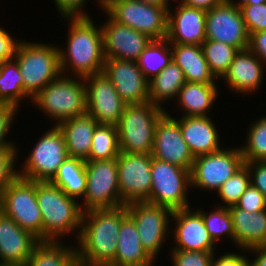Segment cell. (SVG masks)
Here are the masks:
<instances>
[{"instance_id":"1","label":"cell","mask_w":266,"mask_h":266,"mask_svg":"<svg viewBox=\"0 0 266 266\" xmlns=\"http://www.w3.org/2000/svg\"><path fill=\"white\" fill-rule=\"evenodd\" d=\"M126 205L83 212L77 240L79 266H109L115 258L121 222Z\"/></svg>"},{"instance_id":"2","label":"cell","mask_w":266,"mask_h":266,"mask_svg":"<svg viewBox=\"0 0 266 266\" xmlns=\"http://www.w3.org/2000/svg\"><path fill=\"white\" fill-rule=\"evenodd\" d=\"M90 17H63L71 21L66 43L67 50L58 48L60 71L63 75L72 71L73 76L87 77L103 71L106 59L103 33L101 26L95 25L93 18Z\"/></svg>"},{"instance_id":"3","label":"cell","mask_w":266,"mask_h":266,"mask_svg":"<svg viewBox=\"0 0 266 266\" xmlns=\"http://www.w3.org/2000/svg\"><path fill=\"white\" fill-rule=\"evenodd\" d=\"M36 197L43 220V240L58 241L75 230L78 240L83 217L80 202L49 181L36 182Z\"/></svg>"},{"instance_id":"4","label":"cell","mask_w":266,"mask_h":266,"mask_svg":"<svg viewBox=\"0 0 266 266\" xmlns=\"http://www.w3.org/2000/svg\"><path fill=\"white\" fill-rule=\"evenodd\" d=\"M68 76V77H67ZM60 74L32 98L41 112H44L57 126L68 118L87 113L85 77H69Z\"/></svg>"},{"instance_id":"5","label":"cell","mask_w":266,"mask_h":266,"mask_svg":"<svg viewBox=\"0 0 266 266\" xmlns=\"http://www.w3.org/2000/svg\"><path fill=\"white\" fill-rule=\"evenodd\" d=\"M59 45L20 40L13 59L19 66L24 91L33 98L60 74Z\"/></svg>"},{"instance_id":"6","label":"cell","mask_w":266,"mask_h":266,"mask_svg":"<svg viewBox=\"0 0 266 266\" xmlns=\"http://www.w3.org/2000/svg\"><path fill=\"white\" fill-rule=\"evenodd\" d=\"M165 110L150 101L126 105L117 125L120 152L152 154L155 126Z\"/></svg>"},{"instance_id":"7","label":"cell","mask_w":266,"mask_h":266,"mask_svg":"<svg viewBox=\"0 0 266 266\" xmlns=\"http://www.w3.org/2000/svg\"><path fill=\"white\" fill-rule=\"evenodd\" d=\"M102 11L153 40L167 38L168 9L164 6L149 5L139 0H109Z\"/></svg>"},{"instance_id":"8","label":"cell","mask_w":266,"mask_h":266,"mask_svg":"<svg viewBox=\"0 0 266 266\" xmlns=\"http://www.w3.org/2000/svg\"><path fill=\"white\" fill-rule=\"evenodd\" d=\"M0 211L22 229L43 240V220L36 197V181L17 177L0 195Z\"/></svg>"},{"instance_id":"9","label":"cell","mask_w":266,"mask_h":266,"mask_svg":"<svg viewBox=\"0 0 266 266\" xmlns=\"http://www.w3.org/2000/svg\"><path fill=\"white\" fill-rule=\"evenodd\" d=\"M151 180L147 202L168 207L172 211L190 207L187 198L191 186L189 170L152 157Z\"/></svg>"},{"instance_id":"10","label":"cell","mask_w":266,"mask_h":266,"mask_svg":"<svg viewBox=\"0 0 266 266\" xmlns=\"http://www.w3.org/2000/svg\"><path fill=\"white\" fill-rule=\"evenodd\" d=\"M34 145L18 175L36 182H50L68 158L64 136L58 126H52Z\"/></svg>"},{"instance_id":"11","label":"cell","mask_w":266,"mask_h":266,"mask_svg":"<svg viewBox=\"0 0 266 266\" xmlns=\"http://www.w3.org/2000/svg\"><path fill=\"white\" fill-rule=\"evenodd\" d=\"M87 176L82 211L123 206L119 193L117 158L85 161Z\"/></svg>"},{"instance_id":"12","label":"cell","mask_w":266,"mask_h":266,"mask_svg":"<svg viewBox=\"0 0 266 266\" xmlns=\"http://www.w3.org/2000/svg\"><path fill=\"white\" fill-rule=\"evenodd\" d=\"M244 163L240 147L226 149L223 147L217 152L198 156L194 159L190 171V187L217 192Z\"/></svg>"},{"instance_id":"13","label":"cell","mask_w":266,"mask_h":266,"mask_svg":"<svg viewBox=\"0 0 266 266\" xmlns=\"http://www.w3.org/2000/svg\"><path fill=\"white\" fill-rule=\"evenodd\" d=\"M127 214L133 219L139 239L147 253L156 259L164 245L166 236L172 229V210L149 202H134L126 205ZM170 225V226H169Z\"/></svg>"},{"instance_id":"14","label":"cell","mask_w":266,"mask_h":266,"mask_svg":"<svg viewBox=\"0 0 266 266\" xmlns=\"http://www.w3.org/2000/svg\"><path fill=\"white\" fill-rule=\"evenodd\" d=\"M151 163L152 154L120 152L118 155L119 193L124 205L149 200Z\"/></svg>"},{"instance_id":"15","label":"cell","mask_w":266,"mask_h":266,"mask_svg":"<svg viewBox=\"0 0 266 266\" xmlns=\"http://www.w3.org/2000/svg\"><path fill=\"white\" fill-rule=\"evenodd\" d=\"M87 113L98 124L117 126L127 105L103 73L85 77Z\"/></svg>"},{"instance_id":"16","label":"cell","mask_w":266,"mask_h":266,"mask_svg":"<svg viewBox=\"0 0 266 266\" xmlns=\"http://www.w3.org/2000/svg\"><path fill=\"white\" fill-rule=\"evenodd\" d=\"M206 39L223 42L239 50L249 46V33L241 10L226 0L206 12Z\"/></svg>"},{"instance_id":"17","label":"cell","mask_w":266,"mask_h":266,"mask_svg":"<svg viewBox=\"0 0 266 266\" xmlns=\"http://www.w3.org/2000/svg\"><path fill=\"white\" fill-rule=\"evenodd\" d=\"M152 157L192 169L195 158L183 139L179 122L170 113L165 112L155 126Z\"/></svg>"},{"instance_id":"18","label":"cell","mask_w":266,"mask_h":266,"mask_svg":"<svg viewBox=\"0 0 266 266\" xmlns=\"http://www.w3.org/2000/svg\"><path fill=\"white\" fill-rule=\"evenodd\" d=\"M102 72L127 105L149 102L148 80L137 62L106 58Z\"/></svg>"},{"instance_id":"19","label":"cell","mask_w":266,"mask_h":266,"mask_svg":"<svg viewBox=\"0 0 266 266\" xmlns=\"http://www.w3.org/2000/svg\"><path fill=\"white\" fill-rule=\"evenodd\" d=\"M103 24L101 29L105 58L136 62L153 40L148 35L113 20L109 15Z\"/></svg>"},{"instance_id":"20","label":"cell","mask_w":266,"mask_h":266,"mask_svg":"<svg viewBox=\"0 0 266 266\" xmlns=\"http://www.w3.org/2000/svg\"><path fill=\"white\" fill-rule=\"evenodd\" d=\"M190 208L172 212L170 221L176 222L172 235L175 246L172 249L215 252L217 245L208 233L202 215L197 209L193 211Z\"/></svg>"},{"instance_id":"21","label":"cell","mask_w":266,"mask_h":266,"mask_svg":"<svg viewBox=\"0 0 266 266\" xmlns=\"http://www.w3.org/2000/svg\"><path fill=\"white\" fill-rule=\"evenodd\" d=\"M175 8L168 9V42L201 46L206 40V11L184 4Z\"/></svg>"},{"instance_id":"22","label":"cell","mask_w":266,"mask_h":266,"mask_svg":"<svg viewBox=\"0 0 266 266\" xmlns=\"http://www.w3.org/2000/svg\"><path fill=\"white\" fill-rule=\"evenodd\" d=\"M40 240L0 211V264H26Z\"/></svg>"},{"instance_id":"23","label":"cell","mask_w":266,"mask_h":266,"mask_svg":"<svg viewBox=\"0 0 266 266\" xmlns=\"http://www.w3.org/2000/svg\"><path fill=\"white\" fill-rule=\"evenodd\" d=\"M265 68L264 63L249 48L239 50L222 79L235 94L255 93L263 84Z\"/></svg>"},{"instance_id":"24","label":"cell","mask_w":266,"mask_h":266,"mask_svg":"<svg viewBox=\"0 0 266 266\" xmlns=\"http://www.w3.org/2000/svg\"><path fill=\"white\" fill-rule=\"evenodd\" d=\"M208 117H185L176 119L179 122L183 139L187 143L194 158L214 153L223 147L220 142L219 131L216 129L212 118Z\"/></svg>"},{"instance_id":"25","label":"cell","mask_w":266,"mask_h":266,"mask_svg":"<svg viewBox=\"0 0 266 266\" xmlns=\"http://www.w3.org/2000/svg\"><path fill=\"white\" fill-rule=\"evenodd\" d=\"M234 229V244L242 250L266 246V210L248 212L229 207Z\"/></svg>"},{"instance_id":"26","label":"cell","mask_w":266,"mask_h":266,"mask_svg":"<svg viewBox=\"0 0 266 266\" xmlns=\"http://www.w3.org/2000/svg\"><path fill=\"white\" fill-rule=\"evenodd\" d=\"M154 260L143 248L133 219L121 222L114 261L109 266H153Z\"/></svg>"},{"instance_id":"27","label":"cell","mask_w":266,"mask_h":266,"mask_svg":"<svg viewBox=\"0 0 266 266\" xmlns=\"http://www.w3.org/2000/svg\"><path fill=\"white\" fill-rule=\"evenodd\" d=\"M97 125V121L88 113L68 118L57 125L64 136L68 157L88 160Z\"/></svg>"},{"instance_id":"28","label":"cell","mask_w":266,"mask_h":266,"mask_svg":"<svg viewBox=\"0 0 266 266\" xmlns=\"http://www.w3.org/2000/svg\"><path fill=\"white\" fill-rule=\"evenodd\" d=\"M172 60L182 69L186 82L216 83L200 45L170 44Z\"/></svg>"},{"instance_id":"29","label":"cell","mask_w":266,"mask_h":266,"mask_svg":"<svg viewBox=\"0 0 266 266\" xmlns=\"http://www.w3.org/2000/svg\"><path fill=\"white\" fill-rule=\"evenodd\" d=\"M216 83H191L185 82L180 89L176 103L183 109L181 116L185 117H208V112L219 96ZM208 111V112H207ZM185 113V114H184Z\"/></svg>"},{"instance_id":"30","label":"cell","mask_w":266,"mask_h":266,"mask_svg":"<svg viewBox=\"0 0 266 266\" xmlns=\"http://www.w3.org/2000/svg\"><path fill=\"white\" fill-rule=\"evenodd\" d=\"M63 242L40 240L25 266H79L77 248Z\"/></svg>"},{"instance_id":"31","label":"cell","mask_w":266,"mask_h":266,"mask_svg":"<svg viewBox=\"0 0 266 266\" xmlns=\"http://www.w3.org/2000/svg\"><path fill=\"white\" fill-rule=\"evenodd\" d=\"M185 82L184 72L172 60L158 75L148 81L149 101L162 107L164 101L177 98Z\"/></svg>"},{"instance_id":"32","label":"cell","mask_w":266,"mask_h":266,"mask_svg":"<svg viewBox=\"0 0 266 266\" xmlns=\"http://www.w3.org/2000/svg\"><path fill=\"white\" fill-rule=\"evenodd\" d=\"M50 182L58 186L67 196L77 200L83 198L87 182L85 161L68 157L59 166L58 172Z\"/></svg>"},{"instance_id":"33","label":"cell","mask_w":266,"mask_h":266,"mask_svg":"<svg viewBox=\"0 0 266 266\" xmlns=\"http://www.w3.org/2000/svg\"><path fill=\"white\" fill-rule=\"evenodd\" d=\"M27 97L32 100L23 89L17 62L12 59L0 63V102H7L18 109L20 101Z\"/></svg>"},{"instance_id":"34","label":"cell","mask_w":266,"mask_h":266,"mask_svg":"<svg viewBox=\"0 0 266 266\" xmlns=\"http://www.w3.org/2000/svg\"><path fill=\"white\" fill-rule=\"evenodd\" d=\"M172 61V50L167 39L152 40L141 52L137 65L149 81Z\"/></svg>"},{"instance_id":"35","label":"cell","mask_w":266,"mask_h":266,"mask_svg":"<svg viewBox=\"0 0 266 266\" xmlns=\"http://www.w3.org/2000/svg\"><path fill=\"white\" fill-rule=\"evenodd\" d=\"M119 154L117 126L98 124L93 132L92 145L87 161L114 159Z\"/></svg>"},{"instance_id":"36","label":"cell","mask_w":266,"mask_h":266,"mask_svg":"<svg viewBox=\"0 0 266 266\" xmlns=\"http://www.w3.org/2000/svg\"><path fill=\"white\" fill-rule=\"evenodd\" d=\"M211 72L218 79L224 76L239 49L214 40H205L201 45Z\"/></svg>"},{"instance_id":"37","label":"cell","mask_w":266,"mask_h":266,"mask_svg":"<svg viewBox=\"0 0 266 266\" xmlns=\"http://www.w3.org/2000/svg\"><path fill=\"white\" fill-rule=\"evenodd\" d=\"M245 145L239 146L244 162L266 161V116L249 124Z\"/></svg>"},{"instance_id":"38","label":"cell","mask_w":266,"mask_h":266,"mask_svg":"<svg viewBox=\"0 0 266 266\" xmlns=\"http://www.w3.org/2000/svg\"><path fill=\"white\" fill-rule=\"evenodd\" d=\"M202 208L198 212L202 215L206 229L215 243L220 241L221 236H227L234 242L233 220L229 208L219 206L216 210L206 213Z\"/></svg>"},{"instance_id":"39","label":"cell","mask_w":266,"mask_h":266,"mask_svg":"<svg viewBox=\"0 0 266 266\" xmlns=\"http://www.w3.org/2000/svg\"><path fill=\"white\" fill-rule=\"evenodd\" d=\"M251 184L250 173L247 166L244 164L236 173L227 179L218 189V197L221 198L223 207H231L238 203L241 195Z\"/></svg>"},{"instance_id":"40","label":"cell","mask_w":266,"mask_h":266,"mask_svg":"<svg viewBox=\"0 0 266 266\" xmlns=\"http://www.w3.org/2000/svg\"><path fill=\"white\" fill-rule=\"evenodd\" d=\"M17 147L0 148V195L2 190L19 175L15 162L19 153ZM15 166V167H14Z\"/></svg>"},{"instance_id":"41","label":"cell","mask_w":266,"mask_h":266,"mask_svg":"<svg viewBox=\"0 0 266 266\" xmlns=\"http://www.w3.org/2000/svg\"><path fill=\"white\" fill-rule=\"evenodd\" d=\"M171 262L173 266H212L215 252L185 251L171 249Z\"/></svg>"},{"instance_id":"42","label":"cell","mask_w":266,"mask_h":266,"mask_svg":"<svg viewBox=\"0 0 266 266\" xmlns=\"http://www.w3.org/2000/svg\"><path fill=\"white\" fill-rule=\"evenodd\" d=\"M240 10L249 35L254 32L266 31V3L245 5Z\"/></svg>"},{"instance_id":"43","label":"cell","mask_w":266,"mask_h":266,"mask_svg":"<svg viewBox=\"0 0 266 266\" xmlns=\"http://www.w3.org/2000/svg\"><path fill=\"white\" fill-rule=\"evenodd\" d=\"M18 110L19 109L12 104L0 102V148L17 146L12 141L9 142L6 137L9 128L11 129V126H13L14 116L17 114Z\"/></svg>"},{"instance_id":"44","label":"cell","mask_w":266,"mask_h":266,"mask_svg":"<svg viewBox=\"0 0 266 266\" xmlns=\"http://www.w3.org/2000/svg\"><path fill=\"white\" fill-rule=\"evenodd\" d=\"M236 206L247 210L248 212L266 210V197L257 188L250 184L246 191L241 195Z\"/></svg>"},{"instance_id":"45","label":"cell","mask_w":266,"mask_h":266,"mask_svg":"<svg viewBox=\"0 0 266 266\" xmlns=\"http://www.w3.org/2000/svg\"><path fill=\"white\" fill-rule=\"evenodd\" d=\"M250 173L251 185L266 197V161L245 162Z\"/></svg>"},{"instance_id":"46","label":"cell","mask_w":266,"mask_h":266,"mask_svg":"<svg viewBox=\"0 0 266 266\" xmlns=\"http://www.w3.org/2000/svg\"><path fill=\"white\" fill-rule=\"evenodd\" d=\"M86 2L87 0H54L56 10L62 17L89 16L83 10Z\"/></svg>"},{"instance_id":"47","label":"cell","mask_w":266,"mask_h":266,"mask_svg":"<svg viewBox=\"0 0 266 266\" xmlns=\"http://www.w3.org/2000/svg\"><path fill=\"white\" fill-rule=\"evenodd\" d=\"M18 41L4 27H0V63L13 59Z\"/></svg>"},{"instance_id":"48","label":"cell","mask_w":266,"mask_h":266,"mask_svg":"<svg viewBox=\"0 0 266 266\" xmlns=\"http://www.w3.org/2000/svg\"><path fill=\"white\" fill-rule=\"evenodd\" d=\"M248 48L264 63V66H266V31L251 33L249 36Z\"/></svg>"},{"instance_id":"49","label":"cell","mask_w":266,"mask_h":266,"mask_svg":"<svg viewBox=\"0 0 266 266\" xmlns=\"http://www.w3.org/2000/svg\"><path fill=\"white\" fill-rule=\"evenodd\" d=\"M215 253L212 259V266H250V260L246 255L240 253L225 252L224 255L215 259Z\"/></svg>"},{"instance_id":"50","label":"cell","mask_w":266,"mask_h":266,"mask_svg":"<svg viewBox=\"0 0 266 266\" xmlns=\"http://www.w3.org/2000/svg\"><path fill=\"white\" fill-rule=\"evenodd\" d=\"M222 0H181L180 4L198 8L204 11H210L217 6Z\"/></svg>"},{"instance_id":"51","label":"cell","mask_w":266,"mask_h":266,"mask_svg":"<svg viewBox=\"0 0 266 266\" xmlns=\"http://www.w3.org/2000/svg\"><path fill=\"white\" fill-rule=\"evenodd\" d=\"M248 251V252H253V254H257L256 256L254 255V259L250 261V266H266V246L263 247H254L251 249L247 250H241V252Z\"/></svg>"},{"instance_id":"52","label":"cell","mask_w":266,"mask_h":266,"mask_svg":"<svg viewBox=\"0 0 266 266\" xmlns=\"http://www.w3.org/2000/svg\"><path fill=\"white\" fill-rule=\"evenodd\" d=\"M227 2H229L230 4H232L233 6H235L236 8H242L245 5H249V0H239V1H234V0H226Z\"/></svg>"},{"instance_id":"53","label":"cell","mask_w":266,"mask_h":266,"mask_svg":"<svg viewBox=\"0 0 266 266\" xmlns=\"http://www.w3.org/2000/svg\"><path fill=\"white\" fill-rule=\"evenodd\" d=\"M174 1H177L178 5L181 3V0H174ZM171 2H172V0L171 1L170 0H160V6H164L165 8L169 9V8H171V5H170Z\"/></svg>"},{"instance_id":"54","label":"cell","mask_w":266,"mask_h":266,"mask_svg":"<svg viewBox=\"0 0 266 266\" xmlns=\"http://www.w3.org/2000/svg\"><path fill=\"white\" fill-rule=\"evenodd\" d=\"M145 4L160 6V0H139Z\"/></svg>"},{"instance_id":"55","label":"cell","mask_w":266,"mask_h":266,"mask_svg":"<svg viewBox=\"0 0 266 266\" xmlns=\"http://www.w3.org/2000/svg\"><path fill=\"white\" fill-rule=\"evenodd\" d=\"M266 0H249V4L256 5V4H264Z\"/></svg>"},{"instance_id":"56","label":"cell","mask_w":266,"mask_h":266,"mask_svg":"<svg viewBox=\"0 0 266 266\" xmlns=\"http://www.w3.org/2000/svg\"><path fill=\"white\" fill-rule=\"evenodd\" d=\"M109 0H98V5H100V8L103 9V6L108 2Z\"/></svg>"},{"instance_id":"57","label":"cell","mask_w":266,"mask_h":266,"mask_svg":"<svg viewBox=\"0 0 266 266\" xmlns=\"http://www.w3.org/2000/svg\"><path fill=\"white\" fill-rule=\"evenodd\" d=\"M0 266H25L24 264H0Z\"/></svg>"}]
</instances>
